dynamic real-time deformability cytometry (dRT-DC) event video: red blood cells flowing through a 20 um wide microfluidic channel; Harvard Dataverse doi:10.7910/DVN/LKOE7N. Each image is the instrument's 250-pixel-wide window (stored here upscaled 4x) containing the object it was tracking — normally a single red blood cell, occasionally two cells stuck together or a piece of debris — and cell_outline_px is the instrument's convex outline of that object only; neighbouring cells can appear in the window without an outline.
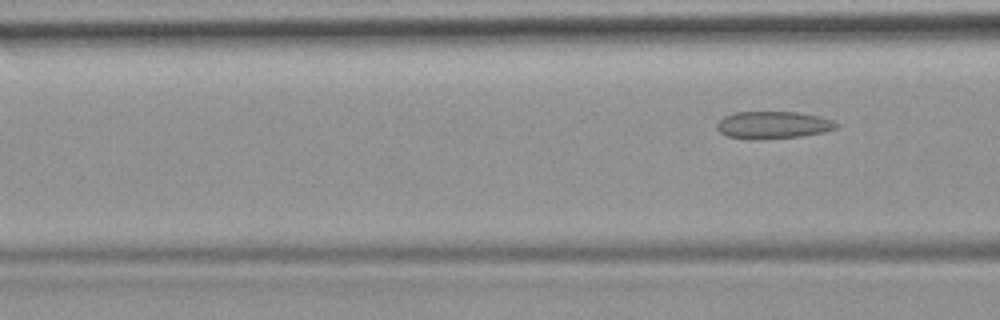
{"species": "common noctule bat (a hibernating species)", "species_latin": "Nyctalus noctula", "temperature_condition": "room temperature", "stored_images_in_passage": 9, "segment_of_instrument_passage": [2, 2], "camera_frame_rate_fps": 3000, "um_per_image_px": 0.085, "animal": {"sex": "female", "body_mass_g": 19.9}, "frame": {"image": 1, "passage_image": 9, "time_ms": 9.667, "image_size_px": [1000, 320], "cell_outline_px": [[840, 124], [836, 128], [824, 132], [800, 136], [728, 136], [720, 132], [716, 128], [716, 124], [724, 116], [736, 112], [796, 112], [820, 116], [832, 120]], "centroid_in_image_um": [65.77, 10.56], "position_along_channel_um": 100.8, "area_um2": 17.98}}